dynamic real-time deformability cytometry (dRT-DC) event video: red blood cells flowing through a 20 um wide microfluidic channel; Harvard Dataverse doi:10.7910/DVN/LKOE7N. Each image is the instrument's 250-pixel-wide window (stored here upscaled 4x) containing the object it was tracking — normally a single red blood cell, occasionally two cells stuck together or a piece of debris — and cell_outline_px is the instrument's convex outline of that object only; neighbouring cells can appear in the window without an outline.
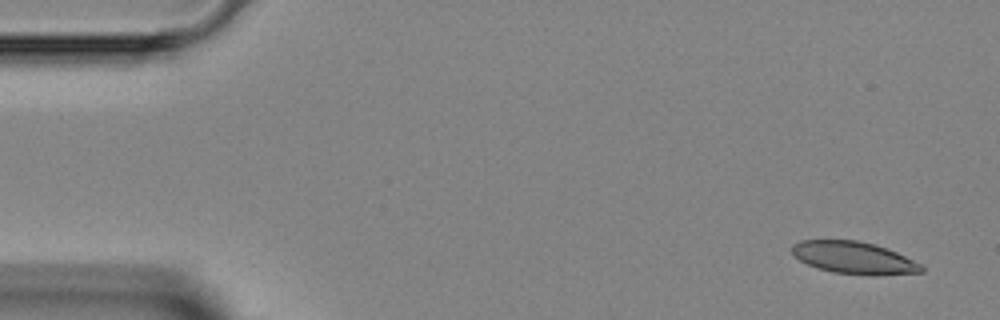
{"species": "Egyptian fruit bat (a non-hibernating species)", "species_latin": "Rousettus aegyptiacus", "temperature_condition": "room temperature", "stored_images_in_passage": 45, "camera_frame_rate_fps": 3000, "um_per_image_px": 0.085, "animal": {"sex": "female"}, "frame": {"image": 1, "passage_image": 1, "time_ms": 0.0, "image_size_px": [1000, 320], "cell_outline_px": [[924, 272], [876, 276], [868, 276], [832, 272], [816, 268], [800, 260], [792, 252], [792, 244], [800, 240], [856, 240], [876, 244], [896, 252], [924, 264]], "centroid_in_image_um": [72.63, 21.92], "position_along_channel_um": 12.4, "area_um2": 24.68}}
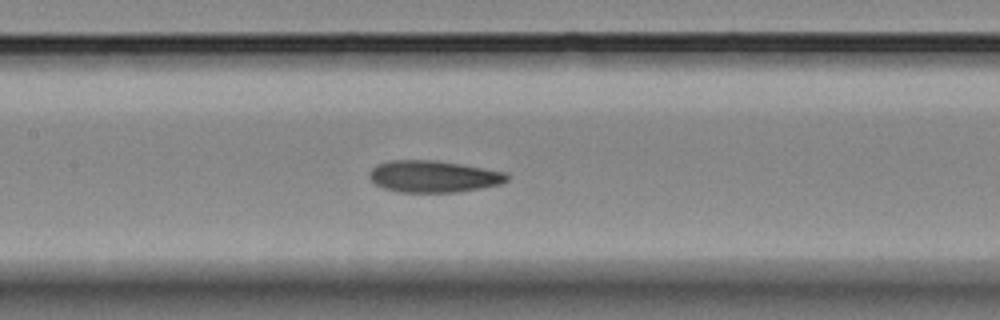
{"frame": {"image": 2, "passage_image": 20, "time_ms": 6.333, "image_size_px": [1000, 320], "cell_outline_px": [[508, 180], [500, 184], [480, 188], [456, 192], [400, 192], [384, 188], [376, 184], [368, 176], [368, 172], [376, 164], [388, 160], [436, 160], [460, 164], [504, 172], [508, 176]], "centroid_in_image_um": [36.79, 14.99], "position_along_channel_um": 170.6, "area_um2": 25.37}}
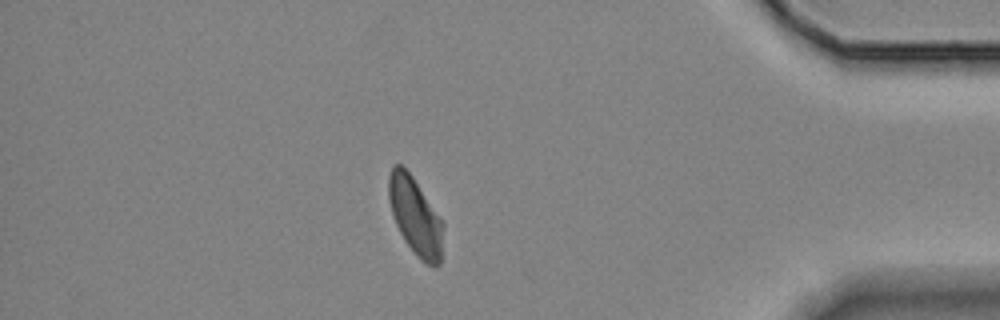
{"frame": {"image": 3, "passage_image": 39, "time_ms": 12.667, "image_size_px": [1000, 320], "cell_outline_px": [[444, 224], [440, 264], [428, 264], [420, 260], [404, 240], [396, 224], [388, 200], [388, 176], [392, 164], [400, 164], [412, 176]], "centroid_in_image_um": [35.28, 18.36], "position_along_channel_um": 399.9, "area_um2": 24.28}}